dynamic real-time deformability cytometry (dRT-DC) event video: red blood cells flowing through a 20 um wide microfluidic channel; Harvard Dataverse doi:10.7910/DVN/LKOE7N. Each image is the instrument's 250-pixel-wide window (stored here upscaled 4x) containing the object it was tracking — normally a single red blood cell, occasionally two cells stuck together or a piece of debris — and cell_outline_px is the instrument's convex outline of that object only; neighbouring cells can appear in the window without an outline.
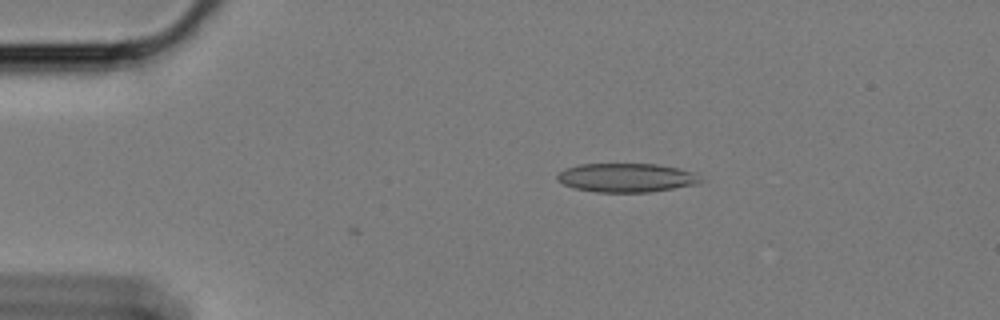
{"species": "Egyptian fruit bat (a non-hibernating species)", "species_latin": "Rousettus aegyptiacus", "temperature_condition": "cold", "stored_images_in_passage": 2, "camera_frame_rate_fps": 3000, "um_per_image_px": 0.085, "animal": {"sex": "female"}, "frame": {"image": 1, "passage_image": 2, "time_ms": 0.333, "image_size_px": [1000, 320], "cell_outline_px": [[700, 184], [648, 192], [596, 192], [572, 188], [556, 180], [556, 176], [564, 168], [580, 164], [656, 164], [680, 168], [692, 172], [700, 180]], "centroid_in_image_um": [53.19, 15.1], "position_along_channel_um": 31.8, "area_um2": 24.1}}